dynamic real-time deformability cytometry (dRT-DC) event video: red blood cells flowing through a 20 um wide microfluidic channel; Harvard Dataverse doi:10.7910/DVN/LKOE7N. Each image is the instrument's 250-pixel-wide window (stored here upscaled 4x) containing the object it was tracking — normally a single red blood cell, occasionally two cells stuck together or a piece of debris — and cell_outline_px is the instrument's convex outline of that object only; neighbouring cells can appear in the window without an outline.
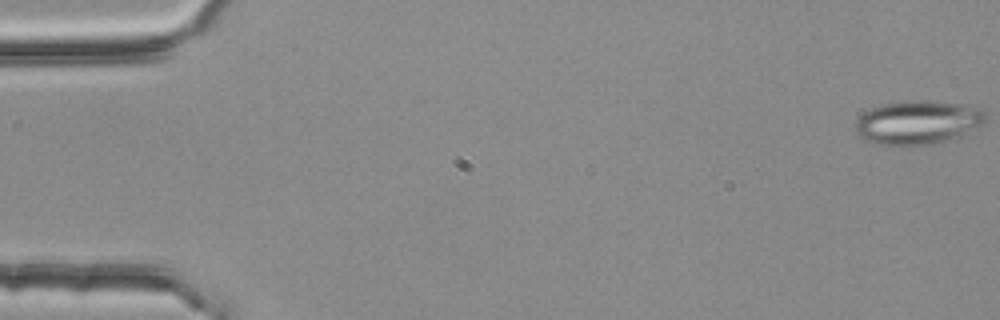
{"species": "common noctule bat (a hibernating species)", "species_latin": "Nyctalus noctula", "temperature_condition": "room temperature", "stored_images_in_passage": 4, "camera_frame_rate_fps": 3000, "um_per_image_px": 0.085, "animal": {"sex": "female", "body_mass_g": 25.1}, "frame": {"image": 1, "passage_image": 1, "time_ms": 0.0, "image_size_px": [1000, 320], "cell_outline_px": [[984, 124], [956, 136], [932, 144], [904, 148], [876, 144], [860, 136], [856, 132], [856, 120], [864, 112], [872, 108], [884, 104], [904, 100], [932, 100], [976, 104], [984, 108]], "centroid_in_image_um": [78.03, 10.39], "position_along_channel_um": 7.0, "area_um2": 33.93}}